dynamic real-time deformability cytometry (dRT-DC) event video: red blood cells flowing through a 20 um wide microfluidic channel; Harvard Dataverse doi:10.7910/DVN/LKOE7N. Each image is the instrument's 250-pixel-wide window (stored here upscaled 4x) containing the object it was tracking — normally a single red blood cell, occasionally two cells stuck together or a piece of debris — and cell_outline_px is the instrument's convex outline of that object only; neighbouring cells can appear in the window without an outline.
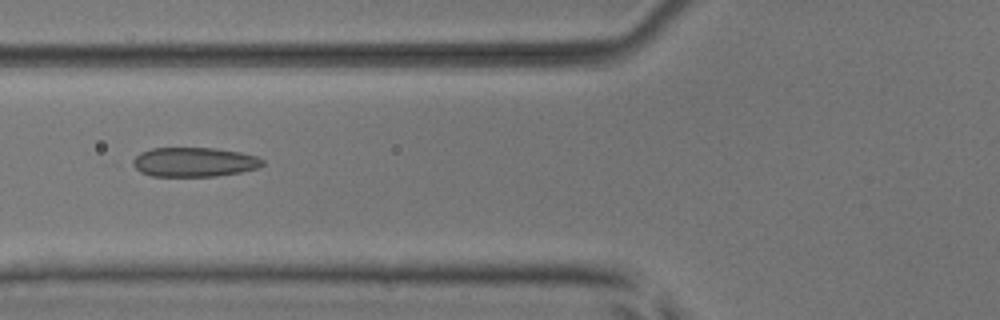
{"species": "common noctule bat (a hibernating species)", "species_latin": "Nyctalus noctula", "temperature_condition": "room temperature", "stored_images_in_passage": 4, "camera_frame_rate_fps": 3000, "um_per_image_px": 0.085, "animal": {"sex": "male", "body_mass_g": 17.9, "forearm_length_mm": 54.2}, "frame": {"image": 1, "passage_image": 4, "time_ms": 3.333, "image_size_px": [1000, 320], "cell_outline_px": [[264, 164], [256, 168], [240, 172], [216, 176], [152, 176], [140, 172], [128, 164], [140, 152], [152, 148], [216, 148], [240, 152], [256, 156], [264, 160]], "centroid_in_image_um": [16.45, 13.77], "position_along_channel_um": 109.4, "area_um2": 22.37}}